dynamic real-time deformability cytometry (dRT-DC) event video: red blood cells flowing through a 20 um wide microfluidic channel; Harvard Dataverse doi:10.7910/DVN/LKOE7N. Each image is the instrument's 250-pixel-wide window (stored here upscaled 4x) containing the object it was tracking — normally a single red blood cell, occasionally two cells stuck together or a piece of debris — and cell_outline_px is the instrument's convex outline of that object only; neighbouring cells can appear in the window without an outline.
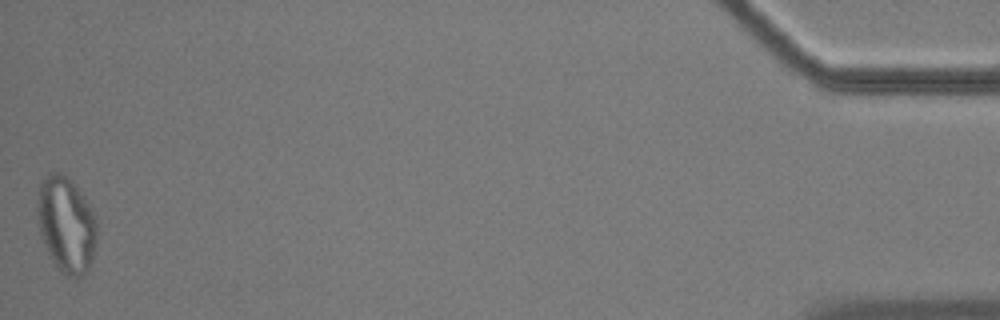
{"species": "common noctule bat (a hibernating species)", "species_latin": "Nyctalus noctula", "temperature_condition": "cold", "stored_images_in_passage": 44, "segment_of_instrument_passage": [2, 2], "camera_frame_rate_fps": 3000, "um_per_image_px": 0.085, "animal": {"sex": "male", "body_mass_g": 17.9}, "frame": {"image": 1, "passage_image": 44, "time_ms": 14.333, "image_size_px": [1000, 320], "cell_outline_px": [[96, 240], [92, 260], [88, 272], [80, 276], [68, 276], [60, 272], [56, 268], [40, 236], [36, 212], [36, 200], [40, 184], [48, 172], [60, 172], [72, 180], [84, 196], [96, 220]], "centroid_in_image_um": [5.6, 19.08], "position_along_channel_um": 429.6, "area_um2": 33.58}}